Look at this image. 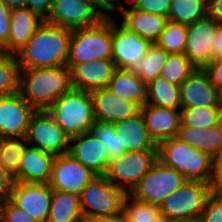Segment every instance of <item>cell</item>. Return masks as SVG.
Segmentation results:
<instances>
[{"mask_svg": "<svg viewBox=\"0 0 222 222\" xmlns=\"http://www.w3.org/2000/svg\"><path fill=\"white\" fill-rule=\"evenodd\" d=\"M72 30L43 21L16 55L20 69L66 66Z\"/></svg>", "mask_w": 222, "mask_h": 222, "instance_id": "obj_1", "label": "cell"}, {"mask_svg": "<svg viewBox=\"0 0 222 222\" xmlns=\"http://www.w3.org/2000/svg\"><path fill=\"white\" fill-rule=\"evenodd\" d=\"M71 88L67 66L20 69L18 93L36 110H47Z\"/></svg>", "mask_w": 222, "mask_h": 222, "instance_id": "obj_2", "label": "cell"}, {"mask_svg": "<svg viewBox=\"0 0 222 222\" xmlns=\"http://www.w3.org/2000/svg\"><path fill=\"white\" fill-rule=\"evenodd\" d=\"M158 160L180 172L187 180L212 183L214 160L210 155L181 142L168 138L157 145Z\"/></svg>", "mask_w": 222, "mask_h": 222, "instance_id": "obj_3", "label": "cell"}, {"mask_svg": "<svg viewBox=\"0 0 222 222\" xmlns=\"http://www.w3.org/2000/svg\"><path fill=\"white\" fill-rule=\"evenodd\" d=\"M46 111L70 137L89 132L96 122L90 92L73 88Z\"/></svg>", "mask_w": 222, "mask_h": 222, "instance_id": "obj_4", "label": "cell"}, {"mask_svg": "<svg viewBox=\"0 0 222 222\" xmlns=\"http://www.w3.org/2000/svg\"><path fill=\"white\" fill-rule=\"evenodd\" d=\"M100 59L112 60V18L72 30L66 65Z\"/></svg>", "mask_w": 222, "mask_h": 222, "instance_id": "obj_5", "label": "cell"}, {"mask_svg": "<svg viewBox=\"0 0 222 222\" xmlns=\"http://www.w3.org/2000/svg\"><path fill=\"white\" fill-rule=\"evenodd\" d=\"M125 195L105 175H96L79 194L84 221L122 212Z\"/></svg>", "mask_w": 222, "mask_h": 222, "instance_id": "obj_6", "label": "cell"}, {"mask_svg": "<svg viewBox=\"0 0 222 222\" xmlns=\"http://www.w3.org/2000/svg\"><path fill=\"white\" fill-rule=\"evenodd\" d=\"M211 194V183L187 180L176 191L165 197L159 210L169 219H187L198 222L206 199Z\"/></svg>", "mask_w": 222, "mask_h": 222, "instance_id": "obj_7", "label": "cell"}, {"mask_svg": "<svg viewBox=\"0 0 222 222\" xmlns=\"http://www.w3.org/2000/svg\"><path fill=\"white\" fill-rule=\"evenodd\" d=\"M157 160L158 150L128 151L110 161L105 176L125 193H131Z\"/></svg>", "mask_w": 222, "mask_h": 222, "instance_id": "obj_8", "label": "cell"}, {"mask_svg": "<svg viewBox=\"0 0 222 222\" xmlns=\"http://www.w3.org/2000/svg\"><path fill=\"white\" fill-rule=\"evenodd\" d=\"M186 181L187 179L180 172L157 160L130 194L138 200L159 207L165 197Z\"/></svg>", "mask_w": 222, "mask_h": 222, "instance_id": "obj_9", "label": "cell"}, {"mask_svg": "<svg viewBox=\"0 0 222 222\" xmlns=\"http://www.w3.org/2000/svg\"><path fill=\"white\" fill-rule=\"evenodd\" d=\"M27 143L54 156L67 154L70 136L56 123L46 110H36L26 135Z\"/></svg>", "mask_w": 222, "mask_h": 222, "instance_id": "obj_10", "label": "cell"}, {"mask_svg": "<svg viewBox=\"0 0 222 222\" xmlns=\"http://www.w3.org/2000/svg\"><path fill=\"white\" fill-rule=\"evenodd\" d=\"M53 189L49 183L15 181L9 201L39 222L49 216Z\"/></svg>", "mask_w": 222, "mask_h": 222, "instance_id": "obj_11", "label": "cell"}, {"mask_svg": "<svg viewBox=\"0 0 222 222\" xmlns=\"http://www.w3.org/2000/svg\"><path fill=\"white\" fill-rule=\"evenodd\" d=\"M96 176L70 153L54 157L49 185L52 189L80 194Z\"/></svg>", "mask_w": 222, "mask_h": 222, "instance_id": "obj_12", "label": "cell"}, {"mask_svg": "<svg viewBox=\"0 0 222 222\" xmlns=\"http://www.w3.org/2000/svg\"><path fill=\"white\" fill-rule=\"evenodd\" d=\"M102 18L94 9V4L78 0H53L45 22L66 29L90 27L98 24Z\"/></svg>", "mask_w": 222, "mask_h": 222, "instance_id": "obj_13", "label": "cell"}, {"mask_svg": "<svg viewBox=\"0 0 222 222\" xmlns=\"http://www.w3.org/2000/svg\"><path fill=\"white\" fill-rule=\"evenodd\" d=\"M35 112L19 93L0 96V138L26 137Z\"/></svg>", "mask_w": 222, "mask_h": 222, "instance_id": "obj_14", "label": "cell"}, {"mask_svg": "<svg viewBox=\"0 0 222 222\" xmlns=\"http://www.w3.org/2000/svg\"><path fill=\"white\" fill-rule=\"evenodd\" d=\"M220 24L206 16L187 25V39L184 55L199 69H203L211 60V44Z\"/></svg>", "mask_w": 222, "mask_h": 222, "instance_id": "obj_15", "label": "cell"}, {"mask_svg": "<svg viewBox=\"0 0 222 222\" xmlns=\"http://www.w3.org/2000/svg\"><path fill=\"white\" fill-rule=\"evenodd\" d=\"M115 20L112 18V60L116 68L127 69L132 63L147 54L152 43L122 24L119 26Z\"/></svg>", "mask_w": 222, "mask_h": 222, "instance_id": "obj_16", "label": "cell"}, {"mask_svg": "<svg viewBox=\"0 0 222 222\" xmlns=\"http://www.w3.org/2000/svg\"><path fill=\"white\" fill-rule=\"evenodd\" d=\"M69 153L96 175H106L108 148L91 131L70 137Z\"/></svg>", "mask_w": 222, "mask_h": 222, "instance_id": "obj_17", "label": "cell"}, {"mask_svg": "<svg viewBox=\"0 0 222 222\" xmlns=\"http://www.w3.org/2000/svg\"><path fill=\"white\" fill-rule=\"evenodd\" d=\"M66 66L70 69L71 87L86 92L106 88L116 69L114 61L109 59Z\"/></svg>", "mask_w": 222, "mask_h": 222, "instance_id": "obj_18", "label": "cell"}, {"mask_svg": "<svg viewBox=\"0 0 222 222\" xmlns=\"http://www.w3.org/2000/svg\"><path fill=\"white\" fill-rule=\"evenodd\" d=\"M96 121L114 124L132 118L141 112V107L123 98H119L107 88L90 92Z\"/></svg>", "mask_w": 222, "mask_h": 222, "instance_id": "obj_19", "label": "cell"}, {"mask_svg": "<svg viewBox=\"0 0 222 222\" xmlns=\"http://www.w3.org/2000/svg\"><path fill=\"white\" fill-rule=\"evenodd\" d=\"M181 108L221 106L220 91L212 84L208 73L197 68L180 85Z\"/></svg>", "mask_w": 222, "mask_h": 222, "instance_id": "obj_20", "label": "cell"}, {"mask_svg": "<svg viewBox=\"0 0 222 222\" xmlns=\"http://www.w3.org/2000/svg\"><path fill=\"white\" fill-rule=\"evenodd\" d=\"M38 14L27 7L10 11V34L7 42L0 48L2 52L17 55L43 23Z\"/></svg>", "mask_w": 222, "mask_h": 222, "instance_id": "obj_21", "label": "cell"}, {"mask_svg": "<svg viewBox=\"0 0 222 222\" xmlns=\"http://www.w3.org/2000/svg\"><path fill=\"white\" fill-rule=\"evenodd\" d=\"M145 126L156 145L177 136L181 126L180 109L160 108L150 104L141 107Z\"/></svg>", "mask_w": 222, "mask_h": 222, "instance_id": "obj_22", "label": "cell"}, {"mask_svg": "<svg viewBox=\"0 0 222 222\" xmlns=\"http://www.w3.org/2000/svg\"><path fill=\"white\" fill-rule=\"evenodd\" d=\"M54 157L51 153L28 145L14 181L49 183Z\"/></svg>", "mask_w": 222, "mask_h": 222, "instance_id": "obj_23", "label": "cell"}, {"mask_svg": "<svg viewBox=\"0 0 222 222\" xmlns=\"http://www.w3.org/2000/svg\"><path fill=\"white\" fill-rule=\"evenodd\" d=\"M121 24L138 36L155 43L168 21L167 17L157 14L142 12L132 4L129 9H125L120 15Z\"/></svg>", "mask_w": 222, "mask_h": 222, "instance_id": "obj_24", "label": "cell"}, {"mask_svg": "<svg viewBox=\"0 0 222 222\" xmlns=\"http://www.w3.org/2000/svg\"><path fill=\"white\" fill-rule=\"evenodd\" d=\"M176 137L213 159L222 153V122L209 128L180 126Z\"/></svg>", "mask_w": 222, "mask_h": 222, "instance_id": "obj_25", "label": "cell"}, {"mask_svg": "<svg viewBox=\"0 0 222 222\" xmlns=\"http://www.w3.org/2000/svg\"><path fill=\"white\" fill-rule=\"evenodd\" d=\"M116 133H120L121 148L126 151L158 150L150 138L142 113L113 124Z\"/></svg>", "mask_w": 222, "mask_h": 222, "instance_id": "obj_26", "label": "cell"}, {"mask_svg": "<svg viewBox=\"0 0 222 222\" xmlns=\"http://www.w3.org/2000/svg\"><path fill=\"white\" fill-rule=\"evenodd\" d=\"M106 88L119 98L133 101L140 107L147 103V85L127 69L116 68Z\"/></svg>", "mask_w": 222, "mask_h": 222, "instance_id": "obj_27", "label": "cell"}, {"mask_svg": "<svg viewBox=\"0 0 222 222\" xmlns=\"http://www.w3.org/2000/svg\"><path fill=\"white\" fill-rule=\"evenodd\" d=\"M46 222H84L79 195L53 189Z\"/></svg>", "mask_w": 222, "mask_h": 222, "instance_id": "obj_28", "label": "cell"}, {"mask_svg": "<svg viewBox=\"0 0 222 222\" xmlns=\"http://www.w3.org/2000/svg\"><path fill=\"white\" fill-rule=\"evenodd\" d=\"M170 53L153 43L147 54L132 63L127 70L136 74L146 85L160 76Z\"/></svg>", "mask_w": 222, "mask_h": 222, "instance_id": "obj_29", "label": "cell"}, {"mask_svg": "<svg viewBox=\"0 0 222 222\" xmlns=\"http://www.w3.org/2000/svg\"><path fill=\"white\" fill-rule=\"evenodd\" d=\"M160 108L180 109V86L162 77L147 84V103Z\"/></svg>", "mask_w": 222, "mask_h": 222, "instance_id": "obj_30", "label": "cell"}, {"mask_svg": "<svg viewBox=\"0 0 222 222\" xmlns=\"http://www.w3.org/2000/svg\"><path fill=\"white\" fill-rule=\"evenodd\" d=\"M207 16V0H172L168 20L190 25Z\"/></svg>", "mask_w": 222, "mask_h": 222, "instance_id": "obj_31", "label": "cell"}, {"mask_svg": "<svg viewBox=\"0 0 222 222\" xmlns=\"http://www.w3.org/2000/svg\"><path fill=\"white\" fill-rule=\"evenodd\" d=\"M181 126L209 128L222 122V106L180 108Z\"/></svg>", "mask_w": 222, "mask_h": 222, "instance_id": "obj_32", "label": "cell"}, {"mask_svg": "<svg viewBox=\"0 0 222 222\" xmlns=\"http://www.w3.org/2000/svg\"><path fill=\"white\" fill-rule=\"evenodd\" d=\"M26 137L0 138V164L15 177L27 146Z\"/></svg>", "mask_w": 222, "mask_h": 222, "instance_id": "obj_33", "label": "cell"}, {"mask_svg": "<svg viewBox=\"0 0 222 222\" xmlns=\"http://www.w3.org/2000/svg\"><path fill=\"white\" fill-rule=\"evenodd\" d=\"M20 66L16 55L0 52V96L19 92Z\"/></svg>", "mask_w": 222, "mask_h": 222, "instance_id": "obj_34", "label": "cell"}, {"mask_svg": "<svg viewBox=\"0 0 222 222\" xmlns=\"http://www.w3.org/2000/svg\"><path fill=\"white\" fill-rule=\"evenodd\" d=\"M196 69L183 53L169 54L167 62L162 67L160 77L180 86Z\"/></svg>", "mask_w": 222, "mask_h": 222, "instance_id": "obj_35", "label": "cell"}, {"mask_svg": "<svg viewBox=\"0 0 222 222\" xmlns=\"http://www.w3.org/2000/svg\"><path fill=\"white\" fill-rule=\"evenodd\" d=\"M186 39L187 25L168 20L155 44L167 53L184 54Z\"/></svg>", "mask_w": 222, "mask_h": 222, "instance_id": "obj_36", "label": "cell"}, {"mask_svg": "<svg viewBox=\"0 0 222 222\" xmlns=\"http://www.w3.org/2000/svg\"><path fill=\"white\" fill-rule=\"evenodd\" d=\"M122 212L127 222H156L160 210L158 206L138 200L130 193H126Z\"/></svg>", "mask_w": 222, "mask_h": 222, "instance_id": "obj_37", "label": "cell"}, {"mask_svg": "<svg viewBox=\"0 0 222 222\" xmlns=\"http://www.w3.org/2000/svg\"><path fill=\"white\" fill-rule=\"evenodd\" d=\"M90 131L108 148L109 161L127 152L121 148L120 133L115 132L113 124L96 121Z\"/></svg>", "mask_w": 222, "mask_h": 222, "instance_id": "obj_38", "label": "cell"}, {"mask_svg": "<svg viewBox=\"0 0 222 222\" xmlns=\"http://www.w3.org/2000/svg\"><path fill=\"white\" fill-rule=\"evenodd\" d=\"M198 222H222V194L212 192Z\"/></svg>", "mask_w": 222, "mask_h": 222, "instance_id": "obj_39", "label": "cell"}, {"mask_svg": "<svg viewBox=\"0 0 222 222\" xmlns=\"http://www.w3.org/2000/svg\"><path fill=\"white\" fill-rule=\"evenodd\" d=\"M172 0H133L131 4L142 12L168 18Z\"/></svg>", "mask_w": 222, "mask_h": 222, "instance_id": "obj_40", "label": "cell"}, {"mask_svg": "<svg viewBox=\"0 0 222 222\" xmlns=\"http://www.w3.org/2000/svg\"><path fill=\"white\" fill-rule=\"evenodd\" d=\"M0 217L3 222H39L9 200L0 205Z\"/></svg>", "mask_w": 222, "mask_h": 222, "instance_id": "obj_41", "label": "cell"}, {"mask_svg": "<svg viewBox=\"0 0 222 222\" xmlns=\"http://www.w3.org/2000/svg\"><path fill=\"white\" fill-rule=\"evenodd\" d=\"M127 3H130V0H125ZM94 2V9L100 15L102 19H111L113 18L109 12L116 11V4H117V11H119V15L126 9L120 0H93ZM108 12V13H107Z\"/></svg>", "mask_w": 222, "mask_h": 222, "instance_id": "obj_42", "label": "cell"}, {"mask_svg": "<svg viewBox=\"0 0 222 222\" xmlns=\"http://www.w3.org/2000/svg\"><path fill=\"white\" fill-rule=\"evenodd\" d=\"M14 177L0 164V205L9 200Z\"/></svg>", "mask_w": 222, "mask_h": 222, "instance_id": "obj_43", "label": "cell"}, {"mask_svg": "<svg viewBox=\"0 0 222 222\" xmlns=\"http://www.w3.org/2000/svg\"><path fill=\"white\" fill-rule=\"evenodd\" d=\"M10 11L11 9L0 0V48L7 42L10 34Z\"/></svg>", "mask_w": 222, "mask_h": 222, "instance_id": "obj_44", "label": "cell"}, {"mask_svg": "<svg viewBox=\"0 0 222 222\" xmlns=\"http://www.w3.org/2000/svg\"><path fill=\"white\" fill-rule=\"evenodd\" d=\"M209 75L212 84L222 90V58L211 60L204 68Z\"/></svg>", "mask_w": 222, "mask_h": 222, "instance_id": "obj_45", "label": "cell"}, {"mask_svg": "<svg viewBox=\"0 0 222 222\" xmlns=\"http://www.w3.org/2000/svg\"><path fill=\"white\" fill-rule=\"evenodd\" d=\"M53 0H26L25 7L38 14L42 19L48 16Z\"/></svg>", "mask_w": 222, "mask_h": 222, "instance_id": "obj_46", "label": "cell"}, {"mask_svg": "<svg viewBox=\"0 0 222 222\" xmlns=\"http://www.w3.org/2000/svg\"><path fill=\"white\" fill-rule=\"evenodd\" d=\"M211 186L213 193L222 194V153L214 160V177Z\"/></svg>", "mask_w": 222, "mask_h": 222, "instance_id": "obj_47", "label": "cell"}, {"mask_svg": "<svg viewBox=\"0 0 222 222\" xmlns=\"http://www.w3.org/2000/svg\"><path fill=\"white\" fill-rule=\"evenodd\" d=\"M207 16L222 24V0H207Z\"/></svg>", "mask_w": 222, "mask_h": 222, "instance_id": "obj_48", "label": "cell"}, {"mask_svg": "<svg viewBox=\"0 0 222 222\" xmlns=\"http://www.w3.org/2000/svg\"><path fill=\"white\" fill-rule=\"evenodd\" d=\"M211 45L212 60L222 58V24L217 27Z\"/></svg>", "mask_w": 222, "mask_h": 222, "instance_id": "obj_49", "label": "cell"}, {"mask_svg": "<svg viewBox=\"0 0 222 222\" xmlns=\"http://www.w3.org/2000/svg\"><path fill=\"white\" fill-rule=\"evenodd\" d=\"M87 222H127V220L123 212H120L113 216L93 218V219L87 220Z\"/></svg>", "mask_w": 222, "mask_h": 222, "instance_id": "obj_50", "label": "cell"}, {"mask_svg": "<svg viewBox=\"0 0 222 222\" xmlns=\"http://www.w3.org/2000/svg\"><path fill=\"white\" fill-rule=\"evenodd\" d=\"M8 8H23L25 7L26 0H2Z\"/></svg>", "mask_w": 222, "mask_h": 222, "instance_id": "obj_51", "label": "cell"}, {"mask_svg": "<svg viewBox=\"0 0 222 222\" xmlns=\"http://www.w3.org/2000/svg\"><path fill=\"white\" fill-rule=\"evenodd\" d=\"M165 222H197V221H192V220H187V219H169L165 217Z\"/></svg>", "mask_w": 222, "mask_h": 222, "instance_id": "obj_52", "label": "cell"}, {"mask_svg": "<svg viewBox=\"0 0 222 222\" xmlns=\"http://www.w3.org/2000/svg\"><path fill=\"white\" fill-rule=\"evenodd\" d=\"M156 222H165V216L161 212L156 216Z\"/></svg>", "mask_w": 222, "mask_h": 222, "instance_id": "obj_53", "label": "cell"}, {"mask_svg": "<svg viewBox=\"0 0 222 222\" xmlns=\"http://www.w3.org/2000/svg\"><path fill=\"white\" fill-rule=\"evenodd\" d=\"M81 1L83 3H87V4H94L93 0H78Z\"/></svg>", "mask_w": 222, "mask_h": 222, "instance_id": "obj_54", "label": "cell"}, {"mask_svg": "<svg viewBox=\"0 0 222 222\" xmlns=\"http://www.w3.org/2000/svg\"><path fill=\"white\" fill-rule=\"evenodd\" d=\"M220 104L222 106V90L220 91Z\"/></svg>", "mask_w": 222, "mask_h": 222, "instance_id": "obj_55", "label": "cell"}]
</instances>
